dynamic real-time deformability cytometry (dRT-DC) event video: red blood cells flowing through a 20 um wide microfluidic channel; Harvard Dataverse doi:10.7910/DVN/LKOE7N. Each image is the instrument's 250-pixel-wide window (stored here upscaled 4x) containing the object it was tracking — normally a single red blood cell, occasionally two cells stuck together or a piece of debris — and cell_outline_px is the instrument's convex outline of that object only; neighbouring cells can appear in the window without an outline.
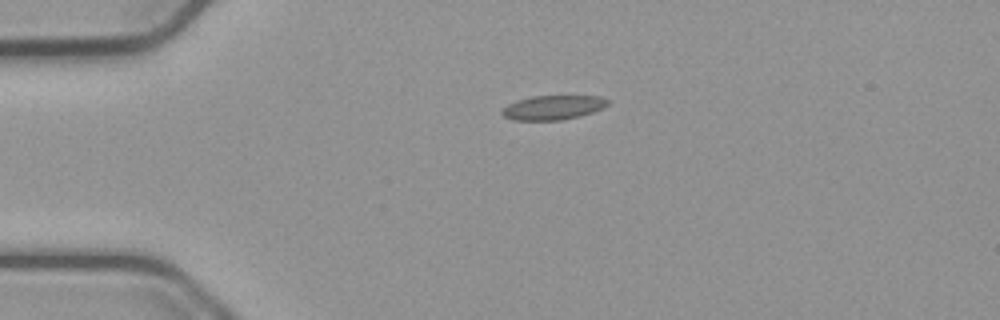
{"species": "common noctule bat (a hibernating species)", "species_latin": "Nyctalus noctula", "temperature_condition": "cold", "stored_images_in_passage": 43, "camera_frame_rate_fps": 3000, "um_per_image_px": 0.085, "animal": {"sex": "male", "body_mass_g": 23.1, "forearm_length_mm": 52.7}, "frame": {"image": 1, "passage_image": 1, "time_ms": 0.0, "image_size_px": [1000, 320], "cell_outline_px": [[608, 104], [604, 108], [580, 116], [564, 120], [512, 120], [504, 116], [500, 112], [508, 104], [516, 100], [532, 96], [600, 96], [608, 100]], "centroid_in_image_um": [47.0, 9.14], "position_along_channel_um": 38.0, "area_um2": 15.03}}
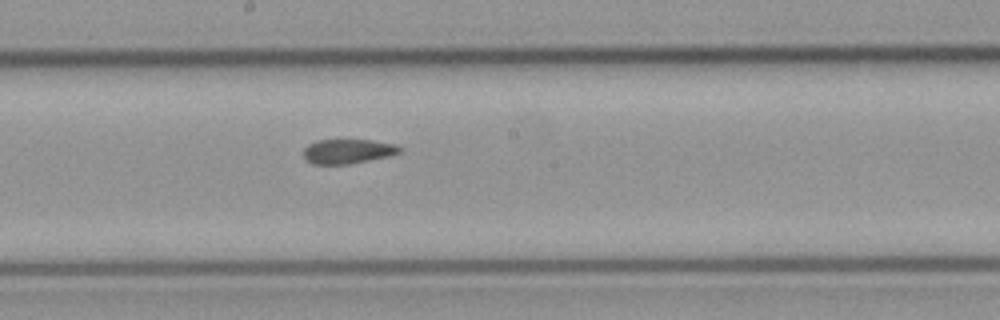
{"frame": {"image": 2, "passage_image": 18, "time_ms": 5.667, "image_size_px": [1000, 320], "cell_outline_px": [[404, 148], [400, 152], [388, 156], [348, 164], [312, 164], [304, 156], [304, 148], [308, 144], [316, 140], [372, 140], [396, 144]], "centroid_in_image_um": [29.58, 12.85], "position_along_channel_um": 218.6, "area_um2": 13.7}}
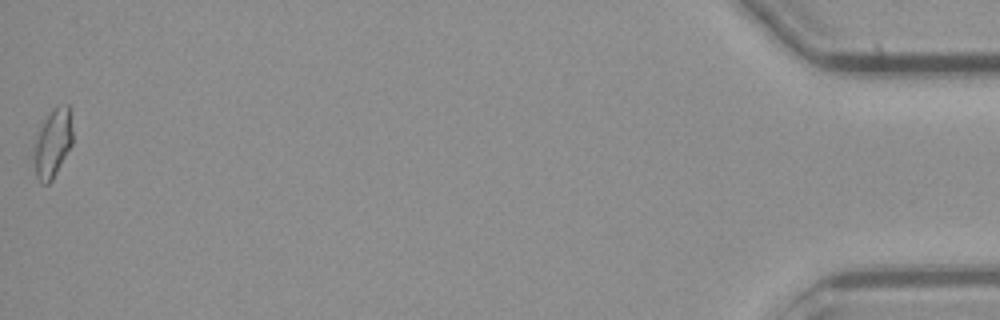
{"frame": {"image": 3, "passage_image": 43, "time_ms": 14.0, "image_size_px": [1000, 320], "cell_outline_px": [[72, 144], [52, 180], [48, 184], [40, 184], [36, 176], [32, 156], [36, 140], [40, 128], [44, 120], [52, 108], [56, 104], [68, 104], [72, 132]], "centroid_in_image_um": [4.46, 12.18], "position_along_channel_um": 430.7, "area_um2": 15.49}, "authors_computed_cell_mechanics": {"area_um2": 14.7968, "velocity_mm_per_s": 3.7731, "shape_relaxation_time_tau1_ms": null, "shape_relaxation_time_tau2_ms": 3.7937, "deformation_change_tau1": null, "deformation_change_tau2": 0.0772}}